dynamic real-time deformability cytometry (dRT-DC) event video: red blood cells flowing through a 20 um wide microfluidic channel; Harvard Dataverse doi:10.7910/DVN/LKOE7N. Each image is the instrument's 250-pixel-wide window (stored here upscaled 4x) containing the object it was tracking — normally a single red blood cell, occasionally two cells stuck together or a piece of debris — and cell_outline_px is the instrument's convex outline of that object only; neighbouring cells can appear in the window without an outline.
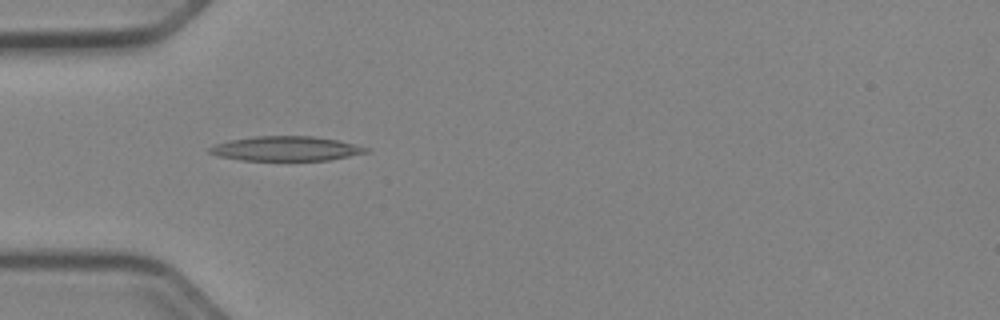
{"species": "Egyptian fruit bat (a non-hibernating species)", "species_latin": "Rousettus aegyptiacus", "temperature_condition": "cold", "stored_images_in_passage": 51, "camera_frame_rate_fps": 3000, "um_per_image_px": 0.085, "animal": {"sex": "female"}, "frame": {"image": 1, "passage_image": 16, "time_ms": 5.0, "image_size_px": [1000, 320], "cell_outline_px": [[368, 152], [328, 160], [240, 160], [216, 156], [208, 152], [208, 148], [216, 144], [228, 140], [252, 136], [312, 136], [336, 140], [368, 148]], "centroid_in_image_um": [24.22, 12.63], "position_along_channel_um": 60.8, "area_um2": 22.25}}
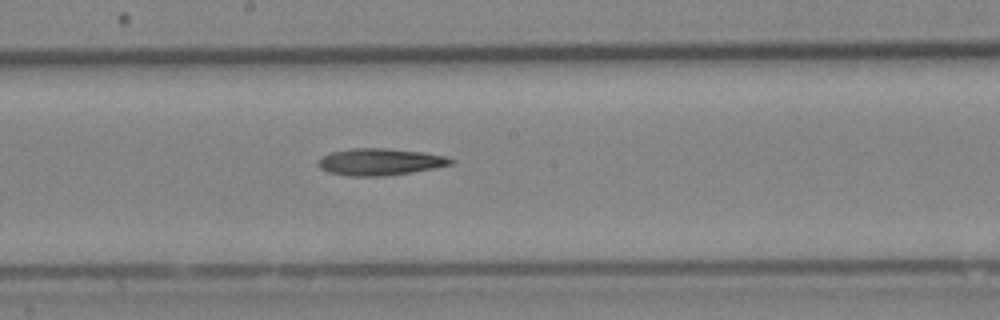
{"frame": {"image": 2, "passage_image": 28, "time_ms": 9.0, "image_size_px": [1000, 320], "cell_outline_px": [[456, 160], [452, 164], [436, 168], [412, 172], [384, 176], [348, 176], [328, 172], [320, 168], [316, 164], [320, 156], [332, 152], [352, 148], [384, 148], [424, 152], [448, 156]], "centroid_in_image_um": [32.31, 13.75], "position_along_channel_um": 215.9, "area_um2": 21.04}}
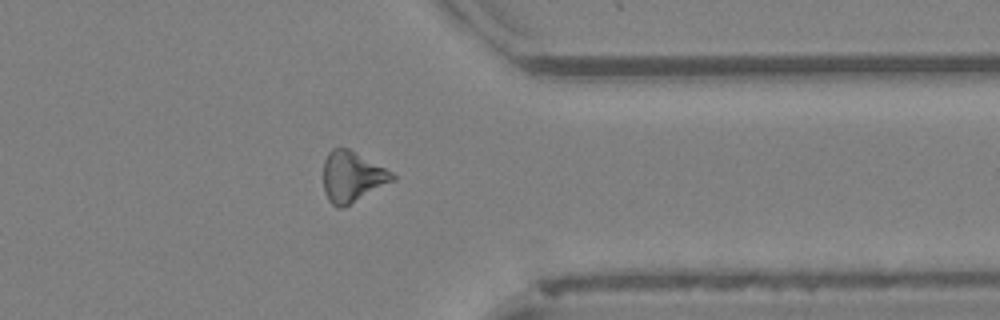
{"frame": {"image": 3, "passage_image": 41, "time_ms": 13.333, "image_size_px": [1000, 320], "cell_outline_px": [[396, 180], [344, 208], [336, 208], [328, 200], [324, 192], [324, 160], [328, 152], [332, 148], [348, 148], [392, 172], [396, 176]], "centroid_in_image_um": [29.93, 15.05], "position_along_channel_um": 381.5, "area_um2": 20.52}}